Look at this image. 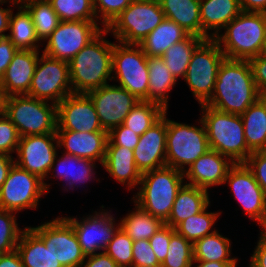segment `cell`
Instances as JSON below:
<instances>
[{"label":"cell","instance_id":"obj_1","mask_svg":"<svg viewBox=\"0 0 266 267\" xmlns=\"http://www.w3.org/2000/svg\"><path fill=\"white\" fill-rule=\"evenodd\" d=\"M214 91L205 105L234 115H242L261 98L248 60L225 58L218 69Z\"/></svg>","mask_w":266,"mask_h":267},{"label":"cell","instance_id":"obj_2","mask_svg":"<svg viewBox=\"0 0 266 267\" xmlns=\"http://www.w3.org/2000/svg\"><path fill=\"white\" fill-rule=\"evenodd\" d=\"M102 30L68 63L70 84L74 94H87L107 84L112 73L114 44L102 38ZM102 38V39H101Z\"/></svg>","mask_w":266,"mask_h":267},{"label":"cell","instance_id":"obj_3","mask_svg":"<svg viewBox=\"0 0 266 267\" xmlns=\"http://www.w3.org/2000/svg\"><path fill=\"white\" fill-rule=\"evenodd\" d=\"M201 106L205 110L202 121L210 149L227 156L231 163H245L253 152L245 141L241 115L222 112L205 104Z\"/></svg>","mask_w":266,"mask_h":267},{"label":"cell","instance_id":"obj_4","mask_svg":"<svg viewBox=\"0 0 266 267\" xmlns=\"http://www.w3.org/2000/svg\"><path fill=\"white\" fill-rule=\"evenodd\" d=\"M224 35L214 39L225 49L222 50L227 59L250 60L260 54L265 43L266 13L241 12L225 27Z\"/></svg>","mask_w":266,"mask_h":267},{"label":"cell","instance_id":"obj_5","mask_svg":"<svg viewBox=\"0 0 266 267\" xmlns=\"http://www.w3.org/2000/svg\"><path fill=\"white\" fill-rule=\"evenodd\" d=\"M183 178V172L169 166L145 172L139 182V185L143 186L134 202L165 224L170 217L177 193L183 186Z\"/></svg>","mask_w":266,"mask_h":267},{"label":"cell","instance_id":"obj_6","mask_svg":"<svg viewBox=\"0 0 266 267\" xmlns=\"http://www.w3.org/2000/svg\"><path fill=\"white\" fill-rule=\"evenodd\" d=\"M20 97V98H19ZM5 97L4 114L16 126L21 137L56 133L57 105L28 95Z\"/></svg>","mask_w":266,"mask_h":267},{"label":"cell","instance_id":"obj_7","mask_svg":"<svg viewBox=\"0 0 266 267\" xmlns=\"http://www.w3.org/2000/svg\"><path fill=\"white\" fill-rule=\"evenodd\" d=\"M165 18L158 0H134L106 28L120 43L138 45Z\"/></svg>","mask_w":266,"mask_h":267},{"label":"cell","instance_id":"obj_8","mask_svg":"<svg viewBox=\"0 0 266 267\" xmlns=\"http://www.w3.org/2000/svg\"><path fill=\"white\" fill-rule=\"evenodd\" d=\"M221 45L214 39L204 40L194 51L184 79L200 104H205L212 96L217 73L226 58Z\"/></svg>","mask_w":266,"mask_h":267},{"label":"cell","instance_id":"obj_9","mask_svg":"<svg viewBox=\"0 0 266 267\" xmlns=\"http://www.w3.org/2000/svg\"><path fill=\"white\" fill-rule=\"evenodd\" d=\"M180 124L167 119L166 164L181 172L210 150L206 128Z\"/></svg>","mask_w":266,"mask_h":267},{"label":"cell","instance_id":"obj_10","mask_svg":"<svg viewBox=\"0 0 266 267\" xmlns=\"http://www.w3.org/2000/svg\"><path fill=\"white\" fill-rule=\"evenodd\" d=\"M130 46H137L133 49ZM119 78L120 86L133 94L139 101H148V62L139 45L114 44L112 53V71Z\"/></svg>","mask_w":266,"mask_h":267},{"label":"cell","instance_id":"obj_11","mask_svg":"<svg viewBox=\"0 0 266 267\" xmlns=\"http://www.w3.org/2000/svg\"><path fill=\"white\" fill-rule=\"evenodd\" d=\"M68 83L70 84L69 63L42 54L36 64L27 95L44 101L51 99L54 101L52 103L58 105L73 93Z\"/></svg>","mask_w":266,"mask_h":267},{"label":"cell","instance_id":"obj_12","mask_svg":"<svg viewBox=\"0 0 266 267\" xmlns=\"http://www.w3.org/2000/svg\"><path fill=\"white\" fill-rule=\"evenodd\" d=\"M48 186L43 180L14 164L0 187V209L19 211L35 208Z\"/></svg>","mask_w":266,"mask_h":267},{"label":"cell","instance_id":"obj_13","mask_svg":"<svg viewBox=\"0 0 266 267\" xmlns=\"http://www.w3.org/2000/svg\"><path fill=\"white\" fill-rule=\"evenodd\" d=\"M49 247L62 267H81L86 255L78 242L72 224L66 218H56L31 228Z\"/></svg>","mask_w":266,"mask_h":267},{"label":"cell","instance_id":"obj_14","mask_svg":"<svg viewBox=\"0 0 266 267\" xmlns=\"http://www.w3.org/2000/svg\"><path fill=\"white\" fill-rule=\"evenodd\" d=\"M101 31L95 21H60L47 38L43 54L69 62Z\"/></svg>","mask_w":266,"mask_h":267},{"label":"cell","instance_id":"obj_15","mask_svg":"<svg viewBox=\"0 0 266 267\" xmlns=\"http://www.w3.org/2000/svg\"><path fill=\"white\" fill-rule=\"evenodd\" d=\"M95 106L100 124L106 132L122 125L139 100L121 86L104 85L87 93Z\"/></svg>","mask_w":266,"mask_h":267},{"label":"cell","instance_id":"obj_16","mask_svg":"<svg viewBox=\"0 0 266 267\" xmlns=\"http://www.w3.org/2000/svg\"><path fill=\"white\" fill-rule=\"evenodd\" d=\"M226 181L246 213L263 226L266 223V194L252 171L245 163H236L229 169L224 183Z\"/></svg>","mask_w":266,"mask_h":267},{"label":"cell","instance_id":"obj_17","mask_svg":"<svg viewBox=\"0 0 266 267\" xmlns=\"http://www.w3.org/2000/svg\"><path fill=\"white\" fill-rule=\"evenodd\" d=\"M56 131L106 132L87 94H70L57 105Z\"/></svg>","mask_w":266,"mask_h":267},{"label":"cell","instance_id":"obj_18","mask_svg":"<svg viewBox=\"0 0 266 267\" xmlns=\"http://www.w3.org/2000/svg\"><path fill=\"white\" fill-rule=\"evenodd\" d=\"M55 140H58L56 133L21 137L17 148L20 160L15 164L44 180L56 163V147L51 142Z\"/></svg>","mask_w":266,"mask_h":267},{"label":"cell","instance_id":"obj_19","mask_svg":"<svg viewBox=\"0 0 266 267\" xmlns=\"http://www.w3.org/2000/svg\"><path fill=\"white\" fill-rule=\"evenodd\" d=\"M163 116L140 136L133 150L136 167L141 174L167 166L166 140L167 119Z\"/></svg>","mask_w":266,"mask_h":267},{"label":"cell","instance_id":"obj_20","mask_svg":"<svg viewBox=\"0 0 266 267\" xmlns=\"http://www.w3.org/2000/svg\"><path fill=\"white\" fill-rule=\"evenodd\" d=\"M95 215L89 216L82 222H78L76 218H66L72 224L85 255L95 254L96 250L105 249L120 228L119 225L118 228H114L112 215L105 212Z\"/></svg>","mask_w":266,"mask_h":267},{"label":"cell","instance_id":"obj_21","mask_svg":"<svg viewBox=\"0 0 266 267\" xmlns=\"http://www.w3.org/2000/svg\"><path fill=\"white\" fill-rule=\"evenodd\" d=\"M38 59L37 50H17L0 80L5 97L27 95Z\"/></svg>","mask_w":266,"mask_h":267},{"label":"cell","instance_id":"obj_22","mask_svg":"<svg viewBox=\"0 0 266 267\" xmlns=\"http://www.w3.org/2000/svg\"><path fill=\"white\" fill-rule=\"evenodd\" d=\"M57 146H65L67 153L79 158L104 162L108 132L56 131Z\"/></svg>","mask_w":266,"mask_h":267},{"label":"cell","instance_id":"obj_23","mask_svg":"<svg viewBox=\"0 0 266 267\" xmlns=\"http://www.w3.org/2000/svg\"><path fill=\"white\" fill-rule=\"evenodd\" d=\"M224 158L226 156L212 149L200 156L189 166L188 171L183 173L192 181L188 185L207 190L209 186L223 184L230 166L234 165L226 162Z\"/></svg>","mask_w":266,"mask_h":267},{"label":"cell","instance_id":"obj_24","mask_svg":"<svg viewBox=\"0 0 266 267\" xmlns=\"http://www.w3.org/2000/svg\"><path fill=\"white\" fill-rule=\"evenodd\" d=\"M241 12L238 0H200L201 38L217 37L219 28H225ZM210 29H216L211 37L207 33Z\"/></svg>","mask_w":266,"mask_h":267},{"label":"cell","instance_id":"obj_25","mask_svg":"<svg viewBox=\"0 0 266 267\" xmlns=\"http://www.w3.org/2000/svg\"><path fill=\"white\" fill-rule=\"evenodd\" d=\"M103 167L120 183L128 181L129 188L139 184L142 177L136 167L133 150L122 146H106Z\"/></svg>","mask_w":266,"mask_h":267},{"label":"cell","instance_id":"obj_26","mask_svg":"<svg viewBox=\"0 0 266 267\" xmlns=\"http://www.w3.org/2000/svg\"><path fill=\"white\" fill-rule=\"evenodd\" d=\"M207 190L185 184L178 191L173 208L165 225L175 228L191 215H197L209 205Z\"/></svg>","mask_w":266,"mask_h":267},{"label":"cell","instance_id":"obj_27","mask_svg":"<svg viewBox=\"0 0 266 267\" xmlns=\"http://www.w3.org/2000/svg\"><path fill=\"white\" fill-rule=\"evenodd\" d=\"M19 240L16 250L24 267H62L31 227L22 231Z\"/></svg>","mask_w":266,"mask_h":267},{"label":"cell","instance_id":"obj_28","mask_svg":"<svg viewBox=\"0 0 266 267\" xmlns=\"http://www.w3.org/2000/svg\"><path fill=\"white\" fill-rule=\"evenodd\" d=\"M189 35L177 23L164 18L138 45L147 57H161L171 45L181 42Z\"/></svg>","mask_w":266,"mask_h":267},{"label":"cell","instance_id":"obj_29","mask_svg":"<svg viewBox=\"0 0 266 267\" xmlns=\"http://www.w3.org/2000/svg\"><path fill=\"white\" fill-rule=\"evenodd\" d=\"M166 19L201 38L200 0H158Z\"/></svg>","mask_w":266,"mask_h":267},{"label":"cell","instance_id":"obj_30","mask_svg":"<svg viewBox=\"0 0 266 267\" xmlns=\"http://www.w3.org/2000/svg\"><path fill=\"white\" fill-rule=\"evenodd\" d=\"M244 137L252 151L266 150V98H259L242 115Z\"/></svg>","mask_w":266,"mask_h":267},{"label":"cell","instance_id":"obj_31","mask_svg":"<svg viewBox=\"0 0 266 267\" xmlns=\"http://www.w3.org/2000/svg\"><path fill=\"white\" fill-rule=\"evenodd\" d=\"M148 62V101L160 104L167 110V91L176 84V79L171 74L161 57H147Z\"/></svg>","mask_w":266,"mask_h":267},{"label":"cell","instance_id":"obj_32","mask_svg":"<svg viewBox=\"0 0 266 267\" xmlns=\"http://www.w3.org/2000/svg\"><path fill=\"white\" fill-rule=\"evenodd\" d=\"M204 40L198 36L189 35L181 42L171 45L161 56L176 80L180 75L185 77L192 54Z\"/></svg>","mask_w":266,"mask_h":267},{"label":"cell","instance_id":"obj_33","mask_svg":"<svg viewBox=\"0 0 266 267\" xmlns=\"http://www.w3.org/2000/svg\"><path fill=\"white\" fill-rule=\"evenodd\" d=\"M230 245V240L215 230L193 244L194 261L237 262L236 258H228Z\"/></svg>","mask_w":266,"mask_h":267},{"label":"cell","instance_id":"obj_34","mask_svg":"<svg viewBox=\"0 0 266 267\" xmlns=\"http://www.w3.org/2000/svg\"><path fill=\"white\" fill-rule=\"evenodd\" d=\"M119 225L133 241H139L149 240L164 223L137 205L136 212L127 215Z\"/></svg>","mask_w":266,"mask_h":267},{"label":"cell","instance_id":"obj_35","mask_svg":"<svg viewBox=\"0 0 266 267\" xmlns=\"http://www.w3.org/2000/svg\"><path fill=\"white\" fill-rule=\"evenodd\" d=\"M21 2L26 3L23 7L31 15L37 38L47 40L60 22L51 3L48 0H21Z\"/></svg>","mask_w":266,"mask_h":267},{"label":"cell","instance_id":"obj_36","mask_svg":"<svg viewBox=\"0 0 266 267\" xmlns=\"http://www.w3.org/2000/svg\"><path fill=\"white\" fill-rule=\"evenodd\" d=\"M166 110L152 101H139L124 119L123 125L141 136L153 126Z\"/></svg>","mask_w":266,"mask_h":267},{"label":"cell","instance_id":"obj_37","mask_svg":"<svg viewBox=\"0 0 266 267\" xmlns=\"http://www.w3.org/2000/svg\"><path fill=\"white\" fill-rule=\"evenodd\" d=\"M19 9L18 14L14 17L13 14L10 16L9 30L11 34L8 35V38L18 49L37 50L38 46H35V43L40 40L37 38L31 15L22 5Z\"/></svg>","mask_w":266,"mask_h":267},{"label":"cell","instance_id":"obj_38","mask_svg":"<svg viewBox=\"0 0 266 267\" xmlns=\"http://www.w3.org/2000/svg\"><path fill=\"white\" fill-rule=\"evenodd\" d=\"M207 207L197 215H191L187 219L180 222L176 227L175 231L184 236L188 241L194 244L200 238H203L215 231L209 232L219 213H208L206 212Z\"/></svg>","mask_w":266,"mask_h":267},{"label":"cell","instance_id":"obj_39","mask_svg":"<svg viewBox=\"0 0 266 267\" xmlns=\"http://www.w3.org/2000/svg\"><path fill=\"white\" fill-rule=\"evenodd\" d=\"M60 21H95L93 0H48Z\"/></svg>","mask_w":266,"mask_h":267},{"label":"cell","instance_id":"obj_40","mask_svg":"<svg viewBox=\"0 0 266 267\" xmlns=\"http://www.w3.org/2000/svg\"><path fill=\"white\" fill-rule=\"evenodd\" d=\"M193 262V244L175 232L170 238L168 252L161 267H191Z\"/></svg>","mask_w":266,"mask_h":267},{"label":"cell","instance_id":"obj_41","mask_svg":"<svg viewBox=\"0 0 266 267\" xmlns=\"http://www.w3.org/2000/svg\"><path fill=\"white\" fill-rule=\"evenodd\" d=\"M58 162L59 164H57L56 168L58 171L57 173L58 176H60L63 179L64 178H67V180L69 179L68 181L71 186H73V184L77 181L80 182L83 180H88L89 177H91V174H93L91 171L93 170L92 167H95V165L93 164L94 162L93 160L87 158H79L69 154H66V156L63 157L62 159H59ZM69 164L71 165L69 166ZM76 165H78L80 169H76L77 168Z\"/></svg>","mask_w":266,"mask_h":267},{"label":"cell","instance_id":"obj_42","mask_svg":"<svg viewBox=\"0 0 266 267\" xmlns=\"http://www.w3.org/2000/svg\"><path fill=\"white\" fill-rule=\"evenodd\" d=\"M133 240L120 227L113 239L108 243L105 252L117 263L119 267H132Z\"/></svg>","mask_w":266,"mask_h":267},{"label":"cell","instance_id":"obj_43","mask_svg":"<svg viewBox=\"0 0 266 267\" xmlns=\"http://www.w3.org/2000/svg\"><path fill=\"white\" fill-rule=\"evenodd\" d=\"M13 211L0 209V254L16 250L22 231L17 227Z\"/></svg>","mask_w":266,"mask_h":267},{"label":"cell","instance_id":"obj_44","mask_svg":"<svg viewBox=\"0 0 266 267\" xmlns=\"http://www.w3.org/2000/svg\"><path fill=\"white\" fill-rule=\"evenodd\" d=\"M0 117V153L9 155L11 151H17L21 136L4 113Z\"/></svg>","mask_w":266,"mask_h":267},{"label":"cell","instance_id":"obj_45","mask_svg":"<svg viewBox=\"0 0 266 267\" xmlns=\"http://www.w3.org/2000/svg\"><path fill=\"white\" fill-rule=\"evenodd\" d=\"M132 255V267H161V263L154 254L149 240L134 241Z\"/></svg>","mask_w":266,"mask_h":267},{"label":"cell","instance_id":"obj_46","mask_svg":"<svg viewBox=\"0 0 266 267\" xmlns=\"http://www.w3.org/2000/svg\"><path fill=\"white\" fill-rule=\"evenodd\" d=\"M133 1L134 0H93V6L96 15L98 9L97 6L100 7L98 12L103 13L101 15L103 18L102 23H105L104 27L106 29Z\"/></svg>","mask_w":266,"mask_h":267},{"label":"cell","instance_id":"obj_47","mask_svg":"<svg viewBox=\"0 0 266 267\" xmlns=\"http://www.w3.org/2000/svg\"><path fill=\"white\" fill-rule=\"evenodd\" d=\"M140 136L123 124L113 128L108 133L107 146H122L134 150L138 144Z\"/></svg>","mask_w":266,"mask_h":267},{"label":"cell","instance_id":"obj_48","mask_svg":"<svg viewBox=\"0 0 266 267\" xmlns=\"http://www.w3.org/2000/svg\"><path fill=\"white\" fill-rule=\"evenodd\" d=\"M175 228L163 225L150 239L149 243L160 263L166 257L171 236L175 233Z\"/></svg>","mask_w":266,"mask_h":267},{"label":"cell","instance_id":"obj_49","mask_svg":"<svg viewBox=\"0 0 266 267\" xmlns=\"http://www.w3.org/2000/svg\"><path fill=\"white\" fill-rule=\"evenodd\" d=\"M245 164L252 171L255 180L266 194V150L254 151Z\"/></svg>","mask_w":266,"mask_h":267},{"label":"cell","instance_id":"obj_50","mask_svg":"<svg viewBox=\"0 0 266 267\" xmlns=\"http://www.w3.org/2000/svg\"><path fill=\"white\" fill-rule=\"evenodd\" d=\"M253 78L261 97L266 98V56L260 54L249 60Z\"/></svg>","mask_w":266,"mask_h":267},{"label":"cell","instance_id":"obj_51","mask_svg":"<svg viewBox=\"0 0 266 267\" xmlns=\"http://www.w3.org/2000/svg\"><path fill=\"white\" fill-rule=\"evenodd\" d=\"M18 48L7 38L0 39V80L17 52Z\"/></svg>","mask_w":266,"mask_h":267},{"label":"cell","instance_id":"obj_52","mask_svg":"<svg viewBox=\"0 0 266 267\" xmlns=\"http://www.w3.org/2000/svg\"><path fill=\"white\" fill-rule=\"evenodd\" d=\"M86 258H88L87 263L84 264L83 262L81 267H83V265L84 267H119L105 251L102 253L86 255Z\"/></svg>","mask_w":266,"mask_h":267},{"label":"cell","instance_id":"obj_53","mask_svg":"<svg viewBox=\"0 0 266 267\" xmlns=\"http://www.w3.org/2000/svg\"><path fill=\"white\" fill-rule=\"evenodd\" d=\"M251 259L250 267H266V241L261 236Z\"/></svg>","mask_w":266,"mask_h":267},{"label":"cell","instance_id":"obj_54","mask_svg":"<svg viewBox=\"0 0 266 267\" xmlns=\"http://www.w3.org/2000/svg\"><path fill=\"white\" fill-rule=\"evenodd\" d=\"M241 11L266 13V0H238Z\"/></svg>","mask_w":266,"mask_h":267},{"label":"cell","instance_id":"obj_55","mask_svg":"<svg viewBox=\"0 0 266 267\" xmlns=\"http://www.w3.org/2000/svg\"><path fill=\"white\" fill-rule=\"evenodd\" d=\"M0 267H24L17 250L0 254Z\"/></svg>","mask_w":266,"mask_h":267},{"label":"cell","instance_id":"obj_56","mask_svg":"<svg viewBox=\"0 0 266 267\" xmlns=\"http://www.w3.org/2000/svg\"><path fill=\"white\" fill-rule=\"evenodd\" d=\"M15 164L10 155L0 153V187L5 182L10 169Z\"/></svg>","mask_w":266,"mask_h":267},{"label":"cell","instance_id":"obj_57","mask_svg":"<svg viewBox=\"0 0 266 267\" xmlns=\"http://www.w3.org/2000/svg\"><path fill=\"white\" fill-rule=\"evenodd\" d=\"M12 13L11 9L0 8V39L8 37V35L2 34V32L9 30L10 16Z\"/></svg>","mask_w":266,"mask_h":267},{"label":"cell","instance_id":"obj_58","mask_svg":"<svg viewBox=\"0 0 266 267\" xmlns=\"http://www.w3.org/2000/svg\"><path fill=\"white\" fill-rule=\"evenodd\" d=\"M200 262L197 267H236L237 262H219V261H195Z\"/></svg>","mask_w":266,"mask_h":267},{"label":"cell","instance_id":"obj_59","mask_svg":"<svg viewBox=\"0 0 266 267\" xmlns=\"http://www.w3.org/2000/svg\"><path fill=\"white\" fill-rule=\"evenodd\" d=\"M4 99H5V96L3 94V91L0 88V114L4 113Z\"/></svg>","mask_w":266,"mask_h":267},{"label":"cell","instance_id":"obj_60","mask_svg":"<svg viewBox=\"0 0 266 267\" xmlns=\"http://www.w3.org/2000/svg\"><path fill=\"white\" fill-rule=\"evenodd\" d=\"M263 227H264V231L262 232L261 231V237L266 241V223L263 225Z\"/></svg>","mask_w":266,"mask_h":267},{"label":"cell","instance_id":"obj_61","mask_svg":"<svg viewBox=\"0 0 266 267\" xmlns=\"http://www.w3.org/2000/svg\"><path fill=\"white\" fill-rule=\"evenodd\" d=\"M262 54L264 56H266V35H265V43H264V47H263V50H262Z\"/></svg>","mask_w":266,"mask_h":267},{"label":"cell","instance_id":"obj_62","mask_svg":"<svg viewBox=\"0 0 266 267\" xmlns=\"http://www.w3.org/2000/svg\"><path fill=\"white\" fill-rule=\"evenodd\" d=\"M5 3L6 1L5 0H0V3ZM18 2H21V0H14V4H18Z\"/></svg>","mask_w":266,"mask_h":267}]
</instances>
